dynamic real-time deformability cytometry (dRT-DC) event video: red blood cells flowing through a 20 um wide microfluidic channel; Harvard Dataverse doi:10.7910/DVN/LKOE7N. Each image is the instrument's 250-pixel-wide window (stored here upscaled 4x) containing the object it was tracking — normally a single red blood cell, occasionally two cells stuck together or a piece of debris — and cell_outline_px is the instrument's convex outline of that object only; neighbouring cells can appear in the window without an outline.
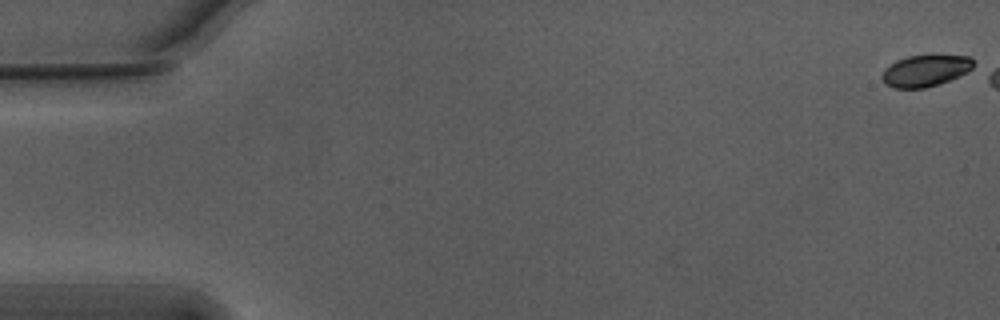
{"species": "Egyptian fruit bat (a non-hibernating species)", "species_latin": "Rousettus aegyptiacus", "temperature_condition": "warm", "stored_images_in_passage": 17, "camera_frame_rate_fps": 3000, "um_per_image_px": 0.085, "animal": {"sex": "male"}, "frame": {"image": 1, "passage_image": 1, "time_ms": 0.0, "image_size_px": [1000, 320], "cell_outline_px": [[972, 68], [968, 72], [948, 80], [924, 88], [892, 88], [884, 84], [880, 76], [884, 68], [896, 60], [908, 56], [972, 56]], "centroid_in_image_um": [78.58, 6.02], "position_along_channel_um": 6.4, "area_um2": 16.65}}